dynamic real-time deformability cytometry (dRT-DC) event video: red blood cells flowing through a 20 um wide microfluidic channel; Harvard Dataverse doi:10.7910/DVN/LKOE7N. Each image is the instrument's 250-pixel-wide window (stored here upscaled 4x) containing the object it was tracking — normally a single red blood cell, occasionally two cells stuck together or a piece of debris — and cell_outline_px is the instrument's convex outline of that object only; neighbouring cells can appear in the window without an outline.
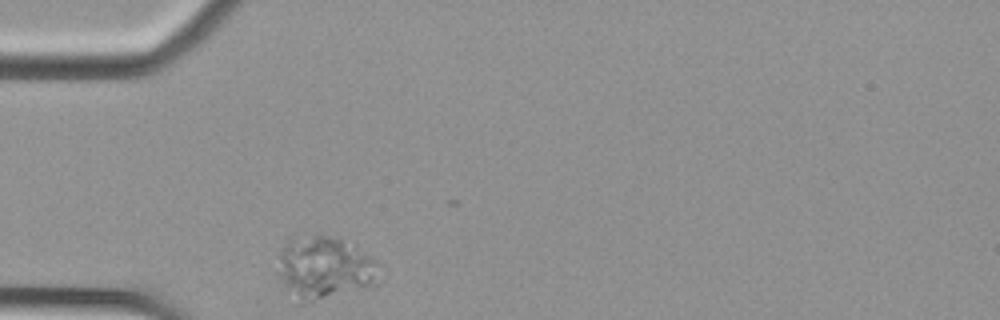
{"species": "Egyptian fruit bat (a non-hibernating species)", "species_latin": "Rousettus aegyptiacus", "temperature_condition": "cold", "stored_images_in_passage": 5, "camera_frame_rate_fps": 3000, "um_per_image_px": 0.085, "animal": {"sex": "female"}, "frame": {"image": 1, "passage_image": 2, "time_ms": 0.333, "image_size_px": [1000, 320], "cell_outline_px": [[384, 280], [380, 284], [304, 304], [296, 304], [280, 272], [280, 248], [292, 236], [320, 232], [344, 236], [376, 260], [380, 264]], "centroid_in_image_um": [27.71, 22.7], "position_along_channel_um": 57.3, "area_um2": 38.78}}